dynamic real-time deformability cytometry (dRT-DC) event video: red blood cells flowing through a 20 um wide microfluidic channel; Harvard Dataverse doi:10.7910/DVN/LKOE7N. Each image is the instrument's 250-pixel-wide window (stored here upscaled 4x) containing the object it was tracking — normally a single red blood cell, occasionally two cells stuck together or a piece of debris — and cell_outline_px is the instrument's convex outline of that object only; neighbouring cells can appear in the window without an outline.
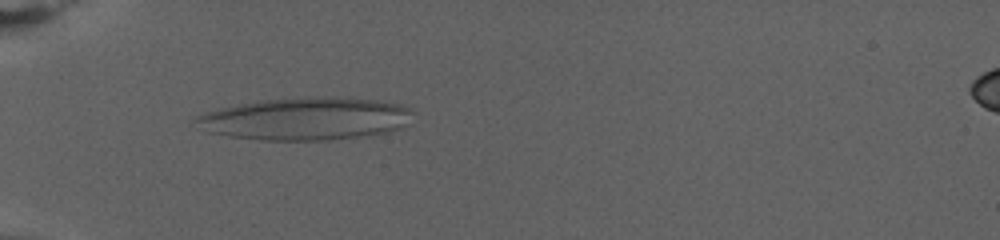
{"species": "human", "species_latin": "Homo sapiens", "temperature_condition": "warm", "stored_images_in_passage": 58, "camera_frame_rate_fps": 3000, "um_per_image_px": 0.085, "donor": {"sex": "female"}, "frame": {"image": 1, "passage_image": 6, "time_ms": 1.667, "image_size_px": [1000, 240], "cell_outline_px": [[412, 112], [404, 124], [400, 128], [388, 132], [328, 140], [264, 140], [232, 136], [208, 132], [196, 120], [196, 116], [204, 112], [220, 108], [264, 100], [316, 96], [324, 96], [376, 100], [400, 104], [408, 108]], "centroid_in_image_um": [25.99, 10.09], "position_along_channel_um": 59.0, "area_um2": 52.94}}
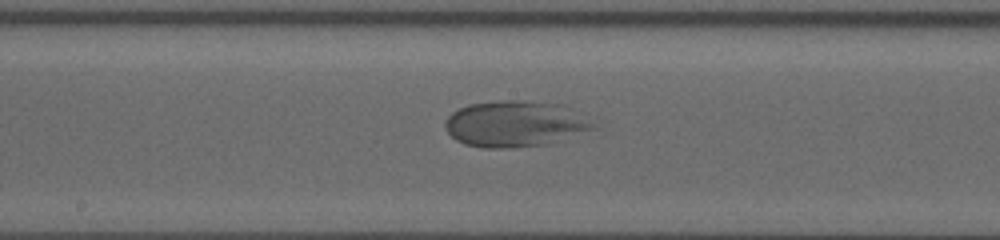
{"frame": {"image": 2, "passage_image": 24, "time_ms": 7.667, "image_size_px": [1000, 240], "cell_outline_px": [[596, 128], [556, 144], [512, 148], [480, 148], [464, 144], [456, 140], [448, 132], [444, 124], [444, 120], [452, 112], [468, 104], [500, 100], [524, 100], [564, 104], [592, 124]], "centroid_in_image_um": [43.77, 10.55], "position_along_channel_um": 204.4, "area_um2": 40.29}}
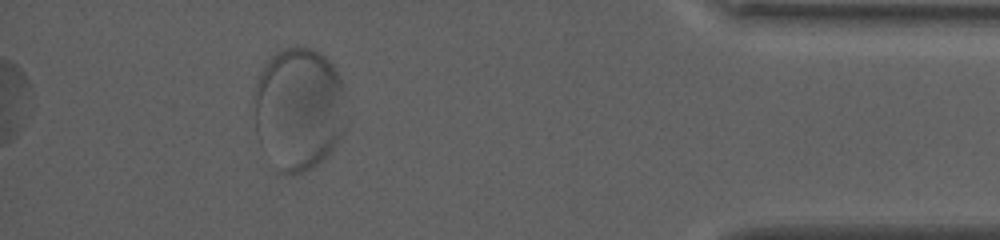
{"frame": {"image": 3, "passage_image": 52, "time_ms": 17.0, "image_size_px": [1000, 240], "cell_outline_px": [[344, 132], [340, 140], [324, 160], [312, 168], [292, 176], [280, 172], [276, 168], [256, 132], [252, 96], [256, 80], [260, 72], [280, 52], [292, 48], [308, 48], [320, 52], [332, 64], [344, 88]], "centroid_in_image_um": [25.4, 9.31], "position_along_channel_um": 409.8, "area_um2": 65.78}}